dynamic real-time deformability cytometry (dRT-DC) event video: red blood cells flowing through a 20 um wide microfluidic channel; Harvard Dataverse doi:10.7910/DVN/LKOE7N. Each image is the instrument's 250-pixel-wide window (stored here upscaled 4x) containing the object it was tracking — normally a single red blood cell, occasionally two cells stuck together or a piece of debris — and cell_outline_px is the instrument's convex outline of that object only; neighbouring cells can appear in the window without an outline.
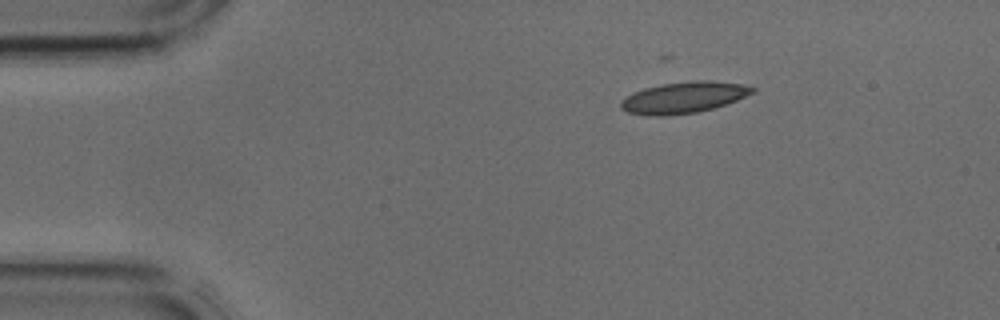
{"species": "common noctule bat (a hibernating species)", "species_latin": "Nyctalus noctula", "temperature_condition": "cold", "stored_images_in_passage": 36, "camera_frame_rate_fps": 3000, "um_per_image_px": 0.085, "animal": {"sex": "male", "body_mass_g": 17.9, "forearm_length_mm": 54.2}, "frame": {"image": 1, "passage_image": 1, "time_ms": 0.0, "image_size_px": [1000, 320], "cell_outline_px": [[756, 92], [736, 100], [712, 108], [696, 112], [668, 116], [648, 116], [628, 112], [620, 108], [620, 100], [644, 88], [660, 84], [696, 80], [712, 80], [744, 84], [756, 88]], "centroid_in_image_um": [58.13, 8.28], "position_along_channel_um": 26.9, "area_um2": 24.04}}
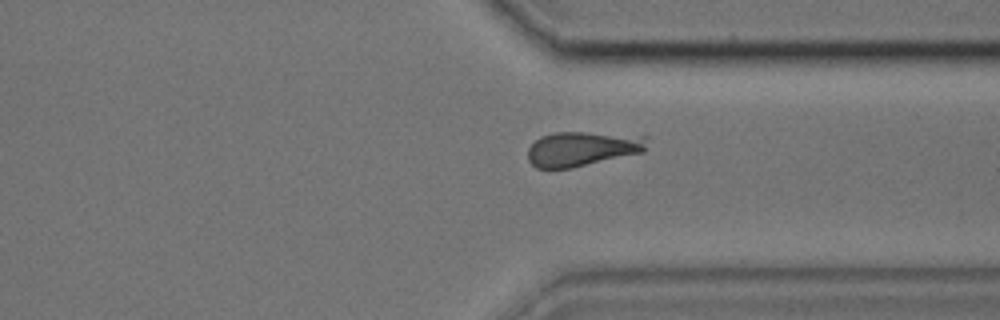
{"frame": {"image": 2, "passage_image": 26, "time_ms": 8.333, "image_size_px": [1000, 320], "cell_outline_px": [[648, 136], [644, 152], [572, 168], [536, 168], [528, 160], [528, 148], [540, 136], [552, 132], [588, 132]], "centroid_in_image_um": [49.49, 12.64], "position_along_channel_um": 361.9, "area_um2": 24.22}}
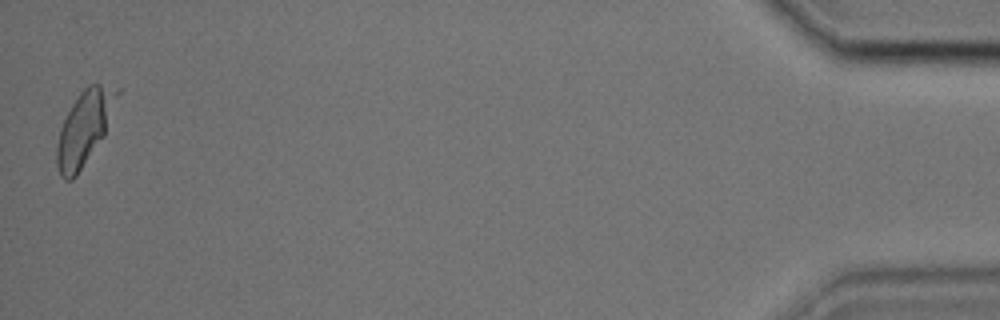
{"frame": {"image": 3, "passage_image": 36, "time_ms": 11.667, "image_size_px": [1000, 320], "cell_outline_px": [[124, 88], [104, 136], [76, 176], [72, 180], [64, 180], [60, 176], [56, 164], [56, 148], [60, 128], [72, 104], [80, 92], [88, 84], [100, 84]], "centroid_in_image_um": [7.23, 10.82], "position_along_channel_um": 428.0, "area_um2": 26.36}}